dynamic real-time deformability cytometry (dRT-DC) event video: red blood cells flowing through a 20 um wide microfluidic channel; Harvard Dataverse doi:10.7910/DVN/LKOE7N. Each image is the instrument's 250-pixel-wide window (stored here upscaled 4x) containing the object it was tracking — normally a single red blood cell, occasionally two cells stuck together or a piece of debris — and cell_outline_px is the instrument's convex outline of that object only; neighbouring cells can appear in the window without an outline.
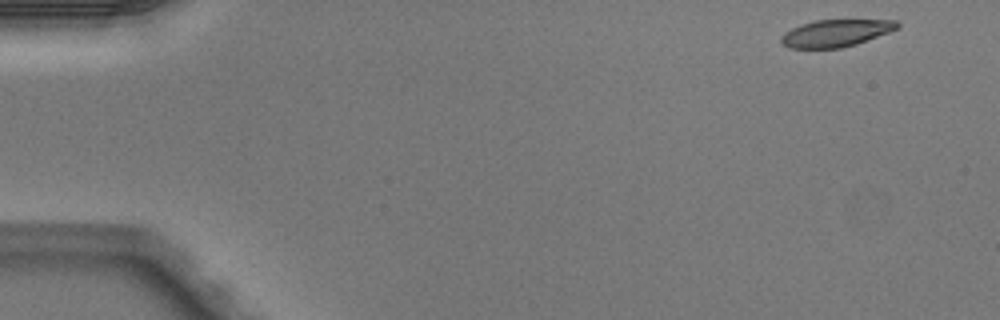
{"species": "Egyptian fruit bat (a non-hibernating species)", "species_latin": "Rousettus aegyptiacus", "temperature_condition": "warm", "stored_images_in_passage": 5, "camera_frame_rate_fps": 3000, "um_per_image_px": 0.085, "animal": {"sex": "male"}, "frame": {"image": 1, "passage_image": 1, "time_ms": 0.0, "image_size_px": [1000, 320], "cell_outline_px": [[900, 28], [856, 44], [840, 48], [788, 48], [780, 40], [780, 36], [784, 32], [800, 24], [816, 20], [896, 20], [900, 24]], "centroid_in_image_um": [71.03, 2.81], "position_along_channel_um": 14.0, "area_um2": 18.38}}
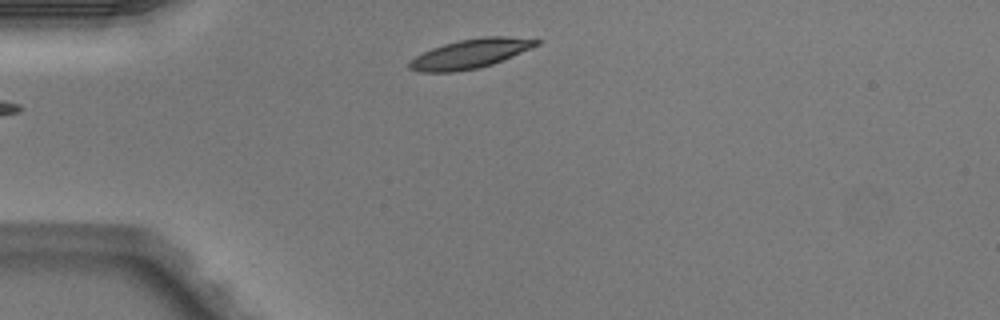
{"frame": {"image": 2, "passage_image": 5, "time_ms": 1.333, "image_size_px": [1000, 320], "cell_outline_px": [[540, 44], [532, 48], [492, 64], [476, 68], [452, 72], [420, 72], [408, 68], [408, 64], [416, 56], [432, 48], [444, 44], [460, 40], [484, 36], [508, 36], [540, 40]], "centroid_in_image_um": [39.99, 4.56], "position_along_channel_um": 45.0, "area_um2": 21.39}}